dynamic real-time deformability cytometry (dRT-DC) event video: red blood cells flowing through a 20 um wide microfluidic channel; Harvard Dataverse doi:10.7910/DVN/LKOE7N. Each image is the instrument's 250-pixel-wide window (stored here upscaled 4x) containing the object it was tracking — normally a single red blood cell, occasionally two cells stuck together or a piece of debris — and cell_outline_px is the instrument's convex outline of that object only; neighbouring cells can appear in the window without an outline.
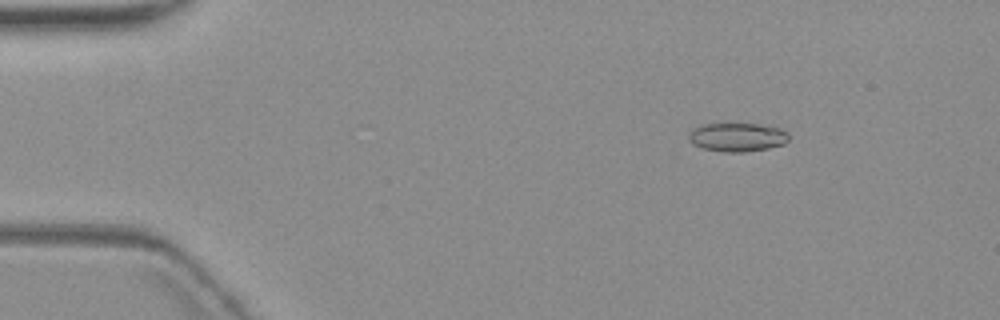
{"species": "common noctule bat (a hibernating species)", "species_latin": "Nyctalus noctula", "temperature_condition": "warm", "stored_images_in_passage": 7, "camera_frame_rate_fps": 3000, "um_per_image_px": 0.085, "animal": {"sex": "female", "body_mass_g": 19.3, "forearm_length_mm": 54.1}, "frame": {"image": 1, "passage_image": 3, "time_ms": 2.333, "image_size_px": [1000, 320], "cell_outline_px": [[788, 140], [784, 144], [768, 148], [744, 152], [724, 152], [700, 148], [692, 144], [688, 140], [688, 132], [692, 128], [700, 124], [760, 124], [780, 128], [788, 132]], "centroid_in_image_um": [62.62, 11.66], "position_along_channel_um": 22.4, "area_um2": 16.99}}
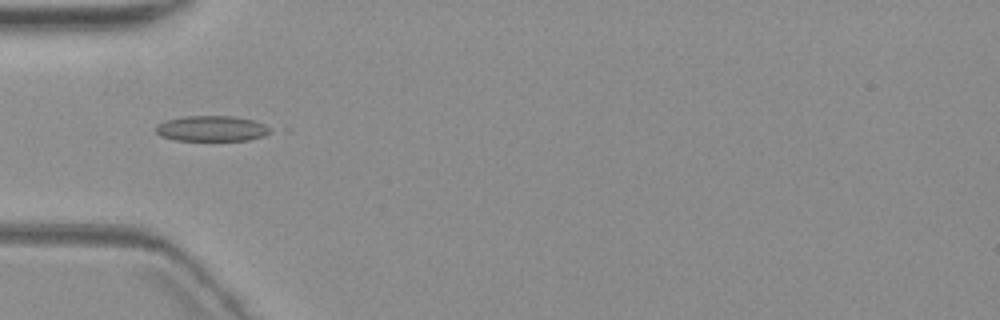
{"frame": {"image": 2, "passage_image": 6, "time_ms": 6.0, "image_size_px": [1000, 320], "cell_outline_px": [[272, 132], [264, 136], [248, 140], [176, 140], [160, 136], [156, 132], [156, 124], [168, 120], [184, 116], [232, 116], [252, 120], [264, 124], [272, 128]], "centroid_in_image_um": [18.01, 10.93], "position_along_channel_um": 67.0, "area_um2": 16.99}}
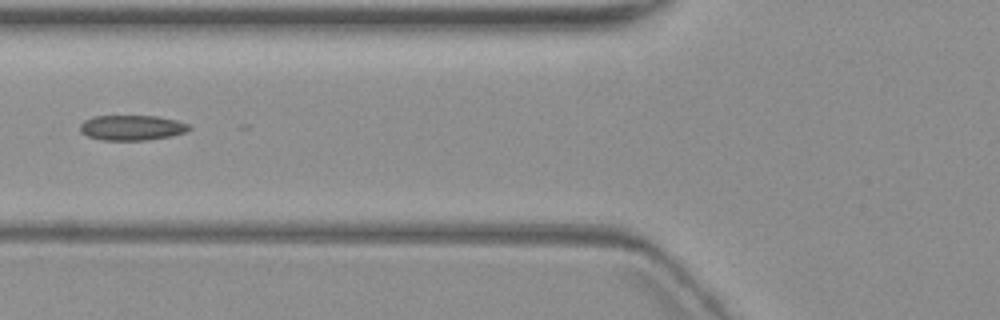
{"frame": {"image": 3, "passage_image": 7, "time_ms": 7.333, "image_size_px": [1000, 320], "cell_outline_px": [[192, 128], [188, 132], [172, 136], [148, 140], [100, 140], [88, 136], [80, 132], [80, 124], [84, 120], [92, 116], [156, 116], [176, 120], [188, 124]], "centroid_in_image_um": [11.22, 10.86], "position_along_channel_um": 114.6, "area_um2": 16.18}}